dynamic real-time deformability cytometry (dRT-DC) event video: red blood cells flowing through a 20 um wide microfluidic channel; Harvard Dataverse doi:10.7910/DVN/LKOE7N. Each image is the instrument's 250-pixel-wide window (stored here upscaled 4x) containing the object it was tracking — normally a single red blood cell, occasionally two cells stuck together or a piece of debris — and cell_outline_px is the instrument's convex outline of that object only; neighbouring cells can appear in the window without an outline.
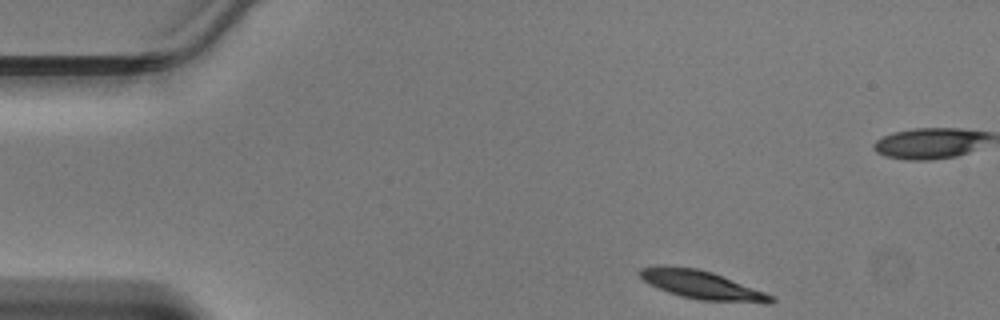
{"species": "Egyptian fruit bat (a non-hibernating species)", "species_latin": "Rousettus aegyptiacus", "temperature_condition": "warm", "stored_images_in_passage": 42, "camera_frame_rate_fps": 3000, "um_per_image_px": 0.085, "animal": {"sex": "male"}, "frame": {"image": 1, "passage_image": 1, "time_ms": 0.0, "image_size_px": [1000, 320], "cell_outline_px": [[776, 300], [768, 304], [700, 300], [680, 296], [668, 292], [644, 280], [640, 276], [640, 268], [696, 268], [712, 272], [764, 292], [772, 296]], "centroid_in_image_um": [59.78, 24.28], "position_along_channel_um": 25.2, "area_um2": 20.81}}
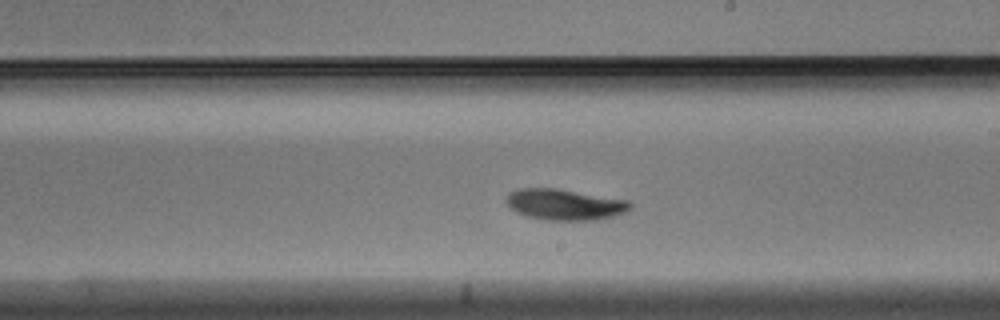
{"frame": {"image": 2, "passage_image": 21, "time_ms": 6.667, "image_size_px": [1000, 320], "cell_outline_px": [[632, 208], [624, 212], [612, 216], [592, 220], [548, 220], [528, 216], [516, 212], [504, 200], [508, 192], [516, 188], [556, 188], [628, 200], [632, 204]], "centroid_in_image_um": [47.96, 17.37], "position_along_channel_um": 241.0, "area_um2": 22.31}}
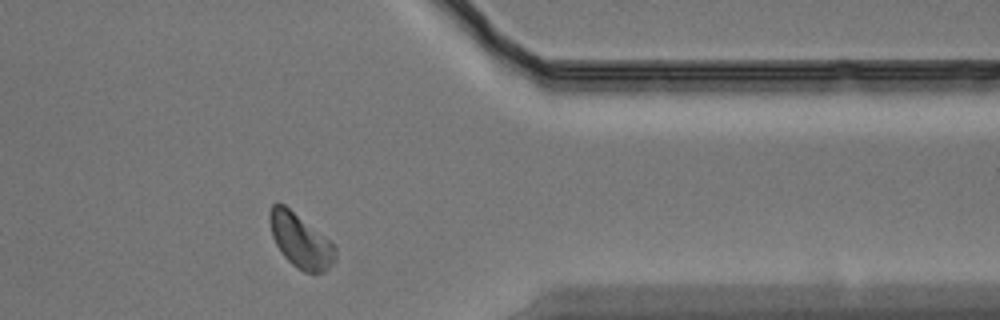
{"frame": {"image": 3, "passage_image": 32, "time_ms": 10.333, "image_size_px": [1000, 320], "cell_outline_px": [[336, 260], [324, 272], [304, 272], [296, 268], [284, 256], [276, 244], [272, 236], [268, 220], [268, 212], [272, 204], [276, 200], [284, 204], [328, 240], [336, 248]], "centroid_in_image_um": [25.49, 20.44], "position_along_channel_um": 385.9, "area_um2": 20.46}}